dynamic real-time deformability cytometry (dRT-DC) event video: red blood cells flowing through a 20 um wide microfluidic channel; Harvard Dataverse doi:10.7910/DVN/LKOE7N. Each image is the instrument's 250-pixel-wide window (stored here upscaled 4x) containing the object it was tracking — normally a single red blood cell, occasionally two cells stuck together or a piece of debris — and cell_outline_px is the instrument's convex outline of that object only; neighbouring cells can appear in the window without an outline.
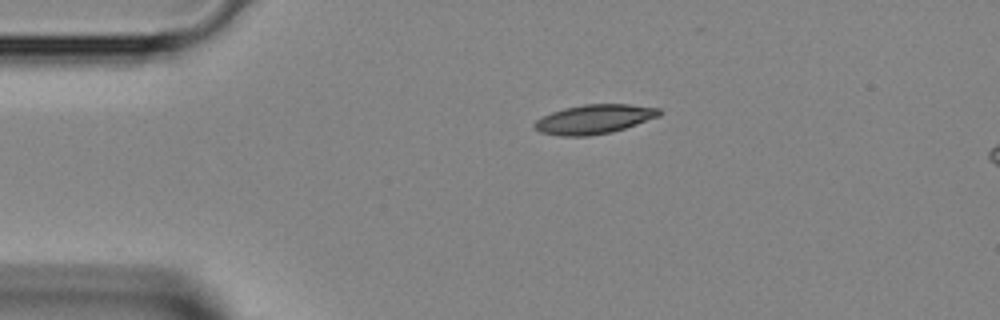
{"species": "Egyptian fruit bat (a non-hibernating species)", "species_latin": "Rousettus aegyptiacus", "temperature_condition": "room temperature", "stored_images_in_passage": 18, "camera_frame_rate_fps": 3000, "um_per_image_px": 0.085, "animal": {"sex": "female"}, "frame": {"image": 1, "passage_image": 1, "time_ms": 0.0, "image_size_px": [1000, 320], "cell_outline_px": [[664, 112], [660, 116], [612, 132], [588, 136], [560, 136], [540, 132], [532, 128], [532, 124], [536, 120], [552, 112], [564, 108], [584, 104], [628, 104], [660, 108]], "centroid_in_image_um": [50.5, 10.13], "position_along_channel_um": 34.5, "area_um2": 21.39}}
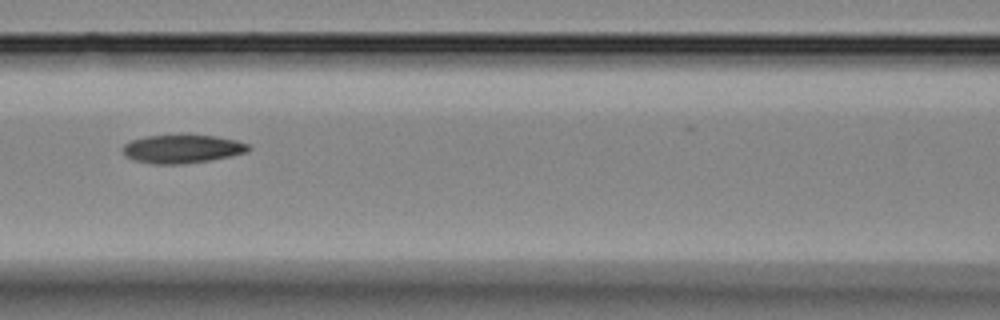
{"frame": {"image": 2, "passage_image": 11, "time_ms": 3.333, "image_size_px": [1000, 320], "cell_outline_px": [[252, 148], [248, 152], [212, 160], [184, 164], [152, 164], [132, 160], [124, 156], [120, 148], [124, 144], [132, 140], [148, 136], [216, 136], [236, 140], [248, 144]], "centroid_in_image_um": [15.46, 12.68], "position_along_channel_um": 151.1, "area_um2": 20.87}}
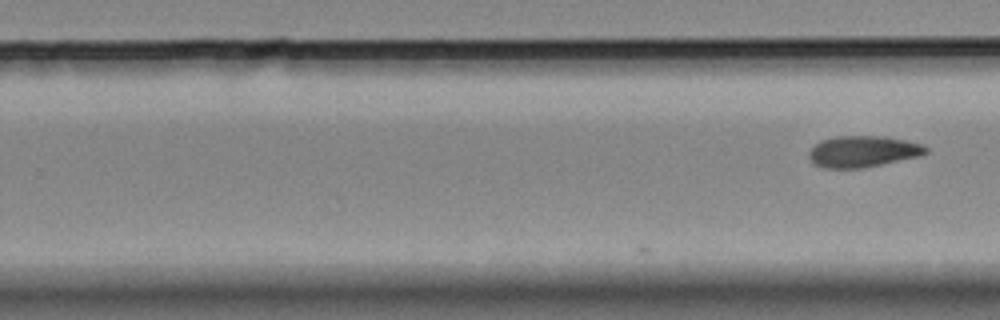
{"frame": {"image": 3, "passage_image": 18, "time_ms": 5.667, "image_size_px": [1000, 320], "cell_outline_px": [[928, 152], [924, 156], [864, 168], [824, 168], [812, 164], [808, 156], [808, 152], [820, 140], [836, 136], [884, 136], [904, 140], [920, 144], [928, 148]], "centroid_in_image_um": [73.35, 12.89], "position_along_channel_um": 256.4, "area_um2": 21.68}}